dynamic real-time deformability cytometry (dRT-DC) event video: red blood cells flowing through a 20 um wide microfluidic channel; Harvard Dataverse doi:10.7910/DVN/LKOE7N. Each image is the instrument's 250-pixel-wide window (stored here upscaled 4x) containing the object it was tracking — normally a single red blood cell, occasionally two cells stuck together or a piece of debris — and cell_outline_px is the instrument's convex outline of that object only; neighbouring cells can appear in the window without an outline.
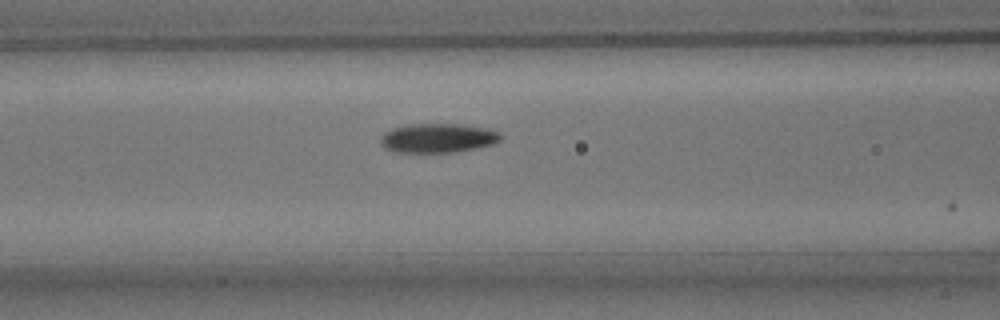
{"species": "common noctule bat (a hibernating species)", "species_latin": "Nyctalus noctula", "temperature_condition": "room temperature", "stored_images_in_passage": 4, "camera_frame_rate_fps": 3000, "um_per_image_px": 0.085, "animal": {"sex": "male", "body_mass_g": 15.6}, "frame": {"image": 1, "passage_image": 3, "time_ms": 0.667, "image_size_px": [1000, 320], "cell_outline_px": [[500, 140], [492, 144], [476, 148], [452, 152], [396, 152], [384, 148], [380, 144], [380, 136], [384, 132], [392, 128], [408, 124], [456, 124], [488, 128], [500, 132]], "centroid_in_image_um": [37.17, 11.73], "position_along_channel_um": 129.4, "area_um2": 20.46}}